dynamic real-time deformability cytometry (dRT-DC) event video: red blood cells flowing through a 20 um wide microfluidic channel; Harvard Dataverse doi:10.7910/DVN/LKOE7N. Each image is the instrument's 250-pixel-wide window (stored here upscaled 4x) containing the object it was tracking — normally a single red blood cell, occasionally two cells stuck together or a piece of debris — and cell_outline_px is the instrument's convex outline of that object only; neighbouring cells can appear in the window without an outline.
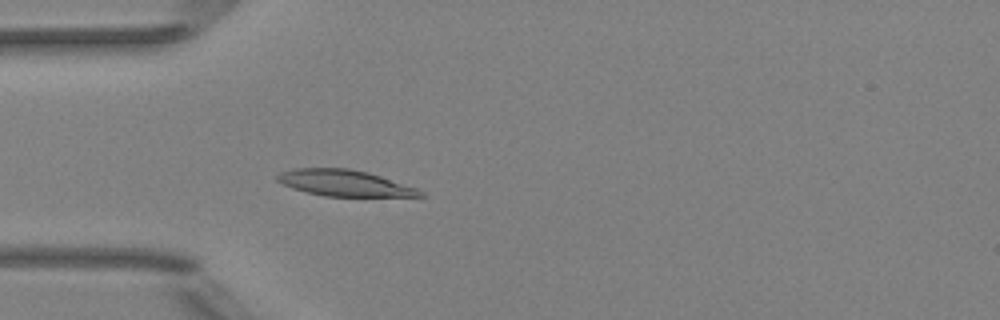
{"species": "Egyptian fruit bat (a non-hibernating species)", "species_latin": "Rousettus aegyptiacus", "temperature_condition": "room temperature", "stored_images_in_passage": 51, "camera_frame_rate_fps": 3000, "um_per_image_px": 0.085, "animal": {"sex": "female"}, "frame": {"image": 1, "passage_image": 15, "time_ms": 4.667, "image_size_px": [1000, 320], "cell_outline_px": [[428, 196], [324, 196], [292, 188], [276, 180], [276, 176], [280, 172], [296, 168], [348, 168], [368, 172], [416, 188], [424, 192]], "centroid_in_image_um": [29.27, 15.55], "position_along_channel_um": 55.7, "area_um2": 21.56}}
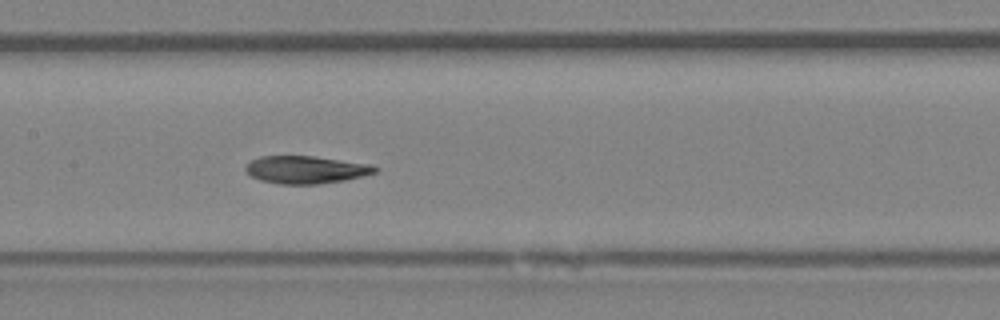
{"frame": {"image": 2, "passage_image": 25, "time_ms": 8.0, "image_size_px": [1000, 320], "cell_outline_px": [[380, 168], [376, 172], [344, 180], [320, 184], [280, 184], [260, 180], [252, 176], [244, 168], [252, 160], [260, 156], [312, 156], [372, 164]], "centroid_in_image_um": [26.02, 14.42], "position_along_channel_um": 181.4, "area_um2": 20.69}}
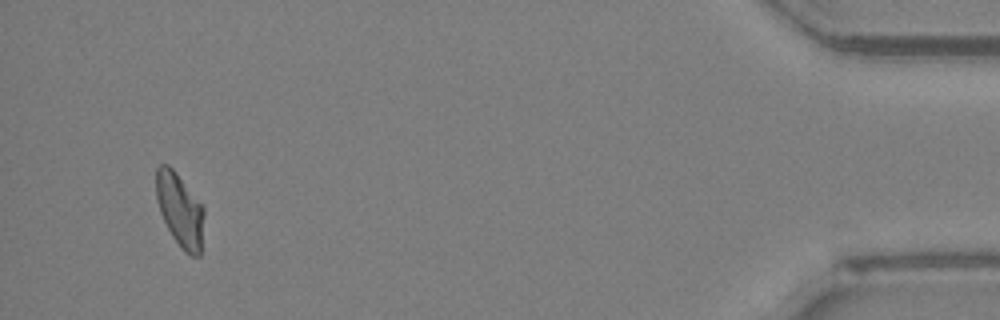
{"frame": {"image": 3, "passage_image": 49, "time_ms": 16.0, "image_size_px": [1000, 320], "cell_outline_px": [[204, 212], [200, 256], [192, 256], [184, 252], [172, 236], [160, 212], [156, 196], [156, 168], [160, 164], [168, 164], [172, 168], [204, 208]], "centroid_in_image_um": [15.28, 17.86], "position_along_channel_um": 419.9, "area_um2": 20.17}, "authors_computed_cell_mechanics": {"area_um2": 21.0392, "velocity_mm_per_s": 3.9621, "shape_relaxation_time_tau1_ms": 7.7494, "shape_relaxation_time_tau2_ms": 2.5618, "deformation_change_tau1": 0.2093, "deformation_change_tau2": 0.084}}